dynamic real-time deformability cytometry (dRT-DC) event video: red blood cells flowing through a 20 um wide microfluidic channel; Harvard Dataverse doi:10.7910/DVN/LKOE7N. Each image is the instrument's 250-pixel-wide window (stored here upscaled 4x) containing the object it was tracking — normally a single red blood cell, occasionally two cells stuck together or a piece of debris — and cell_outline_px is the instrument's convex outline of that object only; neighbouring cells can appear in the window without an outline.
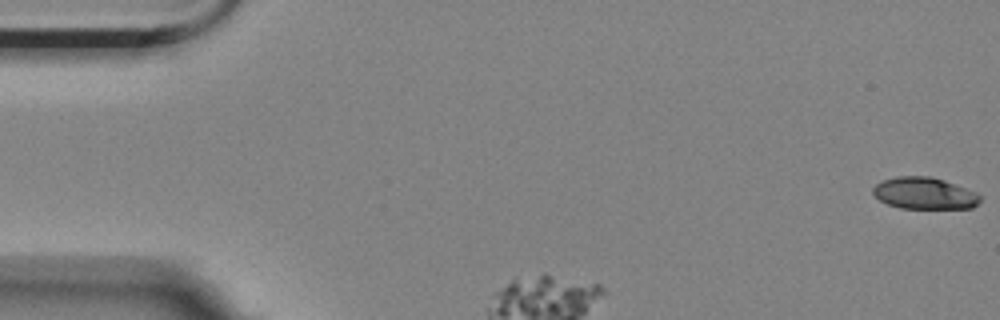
{"species": "Egyptian fruit bat (a non-hibernating species)", "species_latin": "Rousettus aegyptiacus", "temperature_condition": "room temperature", "stored_images_in_passage": 51, "segment_of_instrument_passage": [1, 2], "camera_frame_rate_fps": 3000, "um_per_image_px": 0.085, "animal": {"sex": "female"}, "frame": {"image": 1, "passage_image": 1, "time_ms": 0.0, "image_size_px": [1000, 320], "cell_outline_px": [[980, 200], [972, 208], [900, 208], [888, 204], [880, 200], [872, 192], [872, 188], [876, 184], [884, 180], [896, 176], [932, 176], [944, 180], [976, 192], [980, 196]], "centroid_in_image_um": [78.56, 16.42], "position_along_channel_um": 6.4, "area_um2": 19.71}}